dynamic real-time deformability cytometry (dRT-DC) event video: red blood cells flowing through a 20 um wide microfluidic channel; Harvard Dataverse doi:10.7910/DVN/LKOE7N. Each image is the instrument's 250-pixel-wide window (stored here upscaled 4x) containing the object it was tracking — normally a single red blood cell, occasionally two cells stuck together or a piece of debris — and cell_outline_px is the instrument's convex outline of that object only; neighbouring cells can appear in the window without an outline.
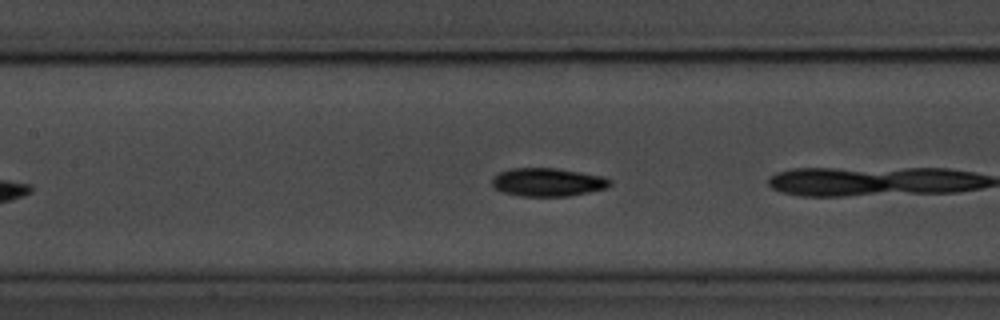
{"species": "common noctule bat (a hibernating species)", "species_latin": "Nyctalus noctula", "temperature_condition": "room temperature", "stored_images_in_passage": 13, "camera_frame_rate_fps": 3000, "um_per_image_px": 0.085, "animal": {"sex": "male", "body_mass_g": 20.1, "forearm_length_mm": 53.5}, "frame": {"image": 1, "passage_image": 8, "time_ms": 2.333, "image_size_px": [1000, 320], "cell_outline_px": [[612, 184], [608, 188], [568, 196], [516, 196], [500, 192], [492, 188], [492, 176], [500, 172], [512, 168], [556, 168], [604, 176], [612, 180]], "centroid_in_image_um": [46.53, 15.49], "position_along_channel_um": 160.9, "area_um2": 19.77}}